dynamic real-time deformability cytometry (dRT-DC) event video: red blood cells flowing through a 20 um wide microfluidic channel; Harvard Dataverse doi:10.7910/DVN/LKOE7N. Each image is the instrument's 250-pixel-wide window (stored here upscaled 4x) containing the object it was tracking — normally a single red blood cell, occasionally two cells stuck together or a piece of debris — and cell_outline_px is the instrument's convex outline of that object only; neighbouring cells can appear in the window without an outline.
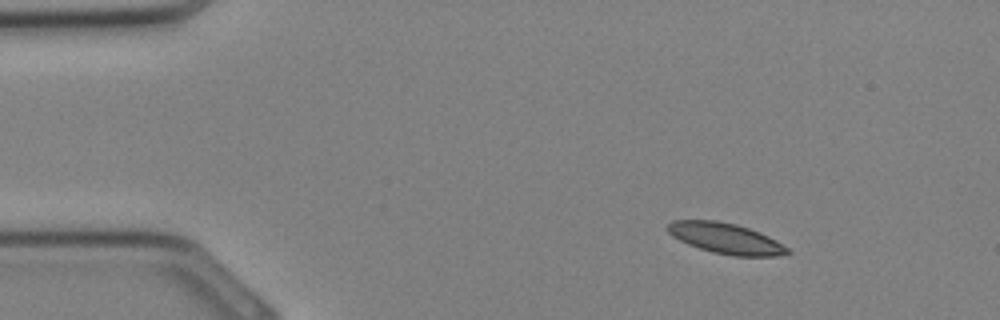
{"species": "Egyptian fruit bat (a non-hibernating species)", "species_latin": "Rousettus aegyptiacus", "temperature_condition": "cold", "stored_images_in_passage": 33, "camera_frame_rate_fps": 3000, "um_per_image_px": 0.085, "animal": {"sex": "female"}, "frame": {"image": 1, "passage_image": 4, "time_ms": 1.0, "image_size_px": [1000, 320], "cell_outline_px": [[792, 252], [776, 256], [732, 256], [712, 252], [688, 244], [672, 236], [664, 228], [672, 220], [716, 220], [736, 224], [760, 232], [776, 240], [788, 248]], "centroid_in_image_um": [61.66, 20.26], "position_along_channel_um": 23.3, "area_um2": 21.44}}
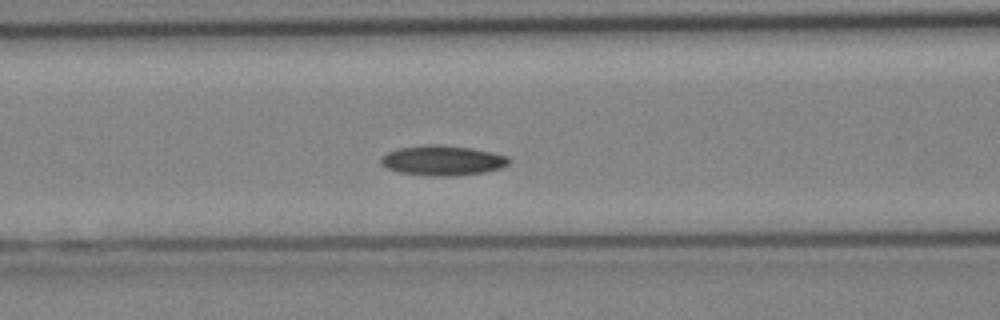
{"frame": {"image": 2, "passage_image": 13, "time_ms": 4.0, "image_size_px": [1000, 320], "cell_outline_px": [[508, 164], [500, 168], [484, 172], [456, 176], [432, 176], [400, 172], [388, 168], [380, 164], [380, 160], [388, 152], [396, 148], [424, 144], [440, 144], [472, 148], [492, 152], [508, 156]], "centroid_in_image_um": [37.6, 13.63], "position_along_channel_um": 129.0, "area_um2": 22.43}}
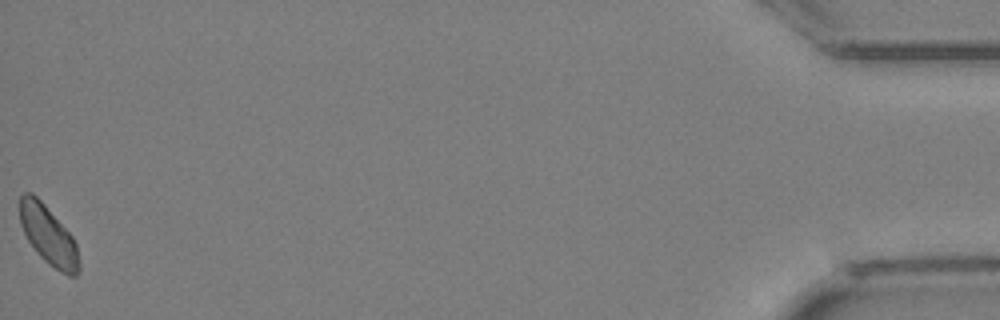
{"frame": {"image": 3, "passage_image": 33, "time_ms": 10.667, "image_size_px": [1000, 320], "cell_outline_px": [[80, 272], [76, 276], [68, 276], [48, 264], [36, 252], [28, 240], [20, 224], [20, 196], [24, 192], [32, 192], [44, 204], [72, 236], [76, 244], [80, 264]], "centroid_in_image_um": [4.12, 20.03], "position_along_channel_um": 431.1, "area_um2": 20.23}}